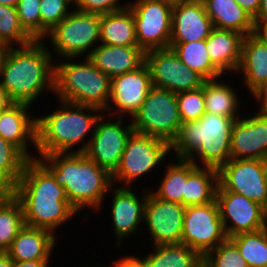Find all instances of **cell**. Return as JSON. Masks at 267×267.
Listing matches in <instances>:
<instances>
[{"instance_id": "6da1fadb", "label": "cell", "mask_w": 267, "mask_h": 267, "mask_svg": "<svg viewBox=\"0 0 267 267\" xmlns=\"http://www.w3.org/2000/svg\"><path fill=\"white\" fill-rule=\"evenodd\" d=\"M15 197L23 209L25 225L54 234L78 213L68 202L64 188L37 159L26 162L16 183Z\"/></svg>"}, {"instance_id": "7a4b0ae2", "label": "cell", "mask_w": 267, "mask_h": 267, "mask_svg": "<svg viewBox=\"0 0 267 267\" xmlns=\"http://www.w3.org/2000/svg\"><path fill=\"white\" fill-rule=\"evenodd\" d=\"M44 42L9 47L6 53L0 83L14 103L33 105L46 91L54 94L55 59Z\"/></svg>"}, {"instance_id": "3957f363", "label": "cell", "mask_w": 267, "mask_h": 267, "mask_svg": "<svg viewBox=\"0 0 267 267\" xmlns=\"http://www.w3.org/2000/svg\"><path fill=\"white\" fill-rule=\"evenodd\" d=\"M36 159L64 188L68 202L78 213L86 207L95 212L102 210L113 186L112 175L107 170L80 152L51 153Z\"/></svg>"}, {"instance_id": "277c9868", "label": "cell", "mask_w": 267, "mask_h": 267, "mask_svg": "<svg viewBox=\"0 0 267 267\" xmlns=\"http://www.w3.org/2000/svg\"><path fill=\"white\" fill-rule=\"evenodd\" d=\"M59 102V109L36 117L38 156L51 153H83L88 146L84 139L92 137L96 122L104 113L93 106ZM75 146L79 148L73 149Z\"/></svg>"}, {"instance_id": "5b68a950", "label": "cell", "mask_w": 267, "mask_h": 267, "mask_svg": "<svg viewBox=\"0 0 267 267\" xmlns=\"http://www.w3.org/2000/svg\"><path fill=\"white\" fill-rule=\"evenodd\" d=\"M235 120L205 112L199 120L182 123L170 151H174L175 159H187L196 166L218 170L231 159V132Z\"/></svg>"}, {"instance_id": "8992f818", "label": "cell", "mask_w": 267, "mask_h": 267, "mask_svg": "<svg viewBox=\"0 0 267 267\" xmlns=\"http://www.w3.org/2000/svg\"><path fill=\"white\" fill-rule=\"evenodd\" d=\"M55 60L54 96L57 100L93 106L104 112L109 104L111 78L97 69L88 57L81 62L77 58H63L58 63Z\"/></svg>"}, {"instance_id": "52a82bcc", "label": "cell", "mask_w": 267, "mask_h": 267, "mask_svg": "<svg viewBox=\"0 0 267 267\" xmlns=\"http://www.w3.org/2000/svg\"><path fill=\"white\" fill-rule=\"evenodd\" d=\"M101 15L72 10L44 38L49 39V52L62 58L88 57L100 44ZM97 44V45H96ZM94 46V47H93Z\"/></svg>"}, {"instance_id": "ba28073f", "label": "cell", "mask_w": 267, "mask_h": 267, "mask_svg": "<svg viewBox=\"0 0 267 267\" xmlns=\"http://www.w3.org/2000/svg\"><path fill=\"white\" fill-rule=\"evenodd\" d=\"M131 121L134 132L171 145L182 125L176 93L152 87Z\"/></svg>"}, {"instance_id": "9c48e42d", "label": "cell", "mask_w": 267, "mask_h": 267, "mask_svg": "<svg viewBox=\"0 0 267 267\" xmlns=\"http://www.w3.org/2000/svg\"><path fill=\"white\" fill-rule=\"evenodd\" d=\"M170 154V145L167 142L133 132L126 142L120 164L112 174L113 185L131 187L134 181L165 163Z\"/></svg>"}, {"instance_id": "30bf717a", "label": "cell", "mask_w": 267, "mask_h": 267, "mask_svg": "<svg viewBox=\"0 0 267 267\" xmlns=\"http://www.w3.org/2000/svg\"><path fill=\"white\" fill-rule=\"evenodd\" d=\"M127 2L135 21L138 47L144 52L169 48L173 6L160 0Z\"/></svg>"}, {"instance_id": "8fae6325", "label": "cell", "mask_w": 267, "mask_h": 267, "mask_svg": "<svg viewBox=\"0 0 267 267\" xmlns=\"http://www.w3.org/2000/svg\"><path fill=\"white\" fill-rule=\"evenodd\" d=\"M124 120L125 118L121 117L113 119V116L103 113L97 120L94 133L87 140L88 146L83 152L87 158L111 175L118 168L126 142L134 132L131 121L124 125Z\"/></svg>"}, {"instance_id": "7c38bea8", "label": "cell", "mask_w": 267, "mask_h": 267, "mask_svg": "<svg viewBox=\"0 0 267 267\" xmlns=\"http://www.w3.org/2000/svg\"><path fill=\"white\" fill-rule=\"evenodd\" d=\"M227 239L216 199L210 203L186 206L181 243L202 257Z\"/></svg>"}, {"instance_id": "4fadbf2b", "label": "cell", "mask_w": 267, "mask_h": 267, "mask_svg": "<svg viewBox=\"0 0 267 267\" xmlns=\"http://www.w3.org/2000/svg\"><path fill=\"white\" fill-rule=\"evenodd\" d=\"M217 191H230L267 205L265 160L230 159L218 169Z\"/></svg>"}, {"instance_id": "5bb4252c", "label": "cell", "mask_w": 267, "mask_h": 267, "mask_svg": "<svg viewBox=\"0 0 267 267\" xmlns=\"http://www.w3.org/2000/svg\"><path fill=\"white\" fill-rule=\"evenodd\" d=\"M152 86L172 93L195 90L202 87L204 79L186 66L171 48L145 52Z\"/></svg>"}, {"instance_id": "9a60e30c", "label": "cell", "mask_w": 267, "mask_h": 267, "mask_svg": "<svg viewBox=\"0 0 267 267\" xmlns=\"http://www.w3.org/2000/svg\"><path fill=\"white\" fill-rule=\"evenodd\" d=\"M152 87L150 71L145 62L133 71L112 77L109 104L104 113L113 117L132 118Z\"/></svg>"}, {"instance_id": "2e32d148", "label": "cell", "mask_w": 267, "mask_h": 267, "mask_svg": "<svg viewBox=\"0 0 267 267\" xmlns=\"http://www.w3.org/2000/svg\"><path fill=\"white\" fill-rule=\"evenodd\" d=\"M216 202L227 238L266 227L261 204L230 191H216Z\"/></svg>"}, {"instance_id": "e0dca14e", "label": "cell", "mask_w": 267, "mask_h": 267, "mask_svg": "<svg viewBox=\"0 0 267 267\" xmlns=\"http://www.w3.org/2000/svg\"><path fill=\"white\" fill-rule=\"evenodd\" d=\"M185 206L161 200L147 190L144 222L153 246L180 244Z\"/></svg>"}, {"instance_id": "ac0fdd59", "label": "cell", "mask_w": 267, "mask_h": 267, "mask_svg": "<svg viewBox=\"0 0 267 267\" xmlns=\"http://www.w3.org/2000/svg\"><path fill=\"white\" fill-rule=\"evenodd\" d=\"M132 187H114L113 185L110 188L113 197L110 205L112 207L109 211H111L113 234L117 239L115 247L119 248L121 244L123 245L122 241H125L131 235L134 236L144 222L147 190L140 188L142 191V193L140 191V196V194H136L138 189H135V186Z\"/></svg>"}, {"instance_id": "d6986e66", "label": "cell", "mask_w": 267, "mask_h": 267, "mask_svg": "<svg viewBox=\"0 0 267 267\" xmlns=\"http://www.w3.org/2000/svg\"><path fill=\"white\" fill-rule=\"evenodd\" d=\"M249 116V117H248ZM231 159H267V115L256 113L236 119L230 144Z\"/></svg>"}, {"instance_id": "ffe728a7", "label": "cell", "mask_w": 267, "mask_h": 267, "mask_svg": "<svg viewBox=\"0 0 267 267\" xmlns=\"http://www.w3.org/2000/svg\"><path fill=\"white\" fill-rule=\"evenodd\" d=\"M212 28L202 0H187L173 6L170 43L205 40Z\"/></svg>"}, {"instance_id": "44dd1931", "label": "cell", "mask_w": 267, "mask_h": 267, "mask_svg": "<svg viewBox=\"0 0 267 267\" xmlns=\"http://www.w3.org/2000/svg\"><path fill=\"white\" fill-rule=\"evenodd\" d=\"M30 107L26 103H13L0 112V137L15 145L28 159H36L37 155L29 151V145L36 149V116L31 115Z\"/></svg>"}, {"instance_id": "7402d4cb", "label": "cell", "mask_w": 267, "mask_h": 267, "mask_svg": "<svg viewBox=\"0 0 267 267\" xmlns=\"http://www.w3.org/2000/svg\"><path fill=\"white\" fill-rule=\"evenodd\" d=\"M88 59L97 69L112 78L139 68L145 62V52L138 46L98 44Z\"/></svg>"}, {"instance_id": "603a6c76", "label": "cell", "mask_w": 267, "mask_h": 267, "mask_svg": "<svg viewBox=\"0 0 267 267\" xmlns=\"http://www.w3.org/2000/svg\"><path fill=\"white\" fill-rule=\"evenodd\" d=\"M237 74L252 94L267 85V45L254 33L244 36Z\"/></svg>"}, {"instance_id": "cb8c5ba5", "label": "cell", "mask_w": 267, "mask_h": 267, "mask_svg": "<svg viewBox=\"0 0 267 267\" xmlns=\"http://www.w3.org/2000/svg\"><path fill=\"white\" fill-rule=\"evenodd\" d=\"M57 236L47 229L25 225L6 253L14 262L51 259Z\"/></svg>"}, {"instance_id": "d4e9b609", "label": "cell", "mask_w": 267, "mask_h": 267, "mask_svg": "<svg viewBox=\"0 0 267 267\" xmlns=\"http://www.w3.org/2000/svg\"><path fill=\"white\" fill-rule=\"evenodd\" d=\"M243 34L213 27L205 39L211 62L224 74L236 73L241 60Z\"/></svg>"}, {"instance_id": "484cf974", "label": "cell", "mask_w": 267, "mask_h": 267, "mask_svg": "<svg viewBox=\"0 0 267 267\" xmlns=\"http://www.w3.org/2000/svg\"><path fill=\"white\" fill-rule=\"evenodd\" d=\"M218 170L212 167L196 166L187 160V180L182 194L183 206H197L216 199Z\"/></svg>"}, {"instance_id": "4316f807", "label": "cell", "mask_w": 267, "mask_h": 267, "mask_svg": "<svg viewBox=\"0 0 267 267\" xmlns=\"http://www.w3.org/2000/svg\"><path fill=\"white\" fill-rule=\"evenodd\" d=\"M215 28L254 33L253 18L235 0H202Z\"/></svg>"}, {"instance_id": "83f0119b", "label": "cell", "mask_w": 267, "mask_h": 267, "mask_svg": "<svg viewBox=\"0 0 267 267\" xmlns=\"http://www.w3.org/2000/svg\"><path fill=\"white\" fill-rule=\"evenodd\" d=\"M223 77L206 80L203 83V96L206 113L227 116L233 119L241 117V106L238 92L231 86L221 80ZM220 80V81H219Z\"/></svg>"}, {"instance_id": "f1b7e54d", "label": "cell", "mask_w": 267, "mask_h": 267, "mask_svg": "<svg viewBox=\"0 0 267 267\" xmlns=\"http://www.w3.org/2000/svg\"><path fill=\"white\" fill-rule=\"evenodd\" d=\"M100 44L138 46L135 21L129 7L101 15Z\"/></svg>"}, {"instance_id": "f546056e", "label": "cell", "mask_w": 267, "mask_h": 267, "mask_svg": "<svg viewBox=\"0 0 267 267\" xmlns=\"http://www.w3.org/2000/svg\"><path fill=\"white\" fill-rule=\"evenodd\" d=\"M145 257H137L142 267H203V257L186 245L170 244L153 246Z\"/></svg>"}, {"instance_id": "4dcf8cb0", "label": "cell", "mask_w": 267, "mask_h": 267, "mask_svg": "<svg viewBox=\"0 0 267 267\" xmlns=\"http://www.w3.org/2000/svg\"><path fill=\"white\" fill-rule=\"evenodd\" d=\"M177 57L205 81L225 76L210 60L205 40L188 43H170Z\"/></svg>"}, {"instance_id": "1f68e13d", "label": "cell", "mask_w": 267, "mask_h": 267, "mask_svg": "<svg viewBox=\"0 0 267 267\" xmlns=\"http://www.w3.org/2000/svg\"><path fill=\"white\" fill-rule=\"evenodd\" d=\"M177 163H170L164 166L163 179L158 186V190L152 189L150 192L157 198L173 203L182 204V194L184 193L187 180V159H175Z\"/></svg>"}, {"instance_id": "d6a6232c", "label": "cell", "mask_w": 267, "mask_h": 267, "mask_svg": "<svg viewBox=\"0 0 267 267\" xmlns=\"http://www.w3.org/2000/svg\"><path fill=\"white\" fill-rule=\"evenodd\" d=\"M25 226L23 209L12 196L0 200V252H6L19 231Z\"/></svg>"}, {"instance_id": "836d02e7", "label": "cell", "mask_w": 267, "mask_h": 267, "mask_svg": "<svg viewBox=\"0 0 267 267\" xmlns=\"http://www.w3.org/2000/svg\"><path fill=\"white\" fill-rule=\"evenodd\" d=\"M238 248L248 267H267V227L229 238Z\"/></svg>"}, {"instance_id": "e575fe53", "label": "cell", "mask_w": 267, "mask_h": 267, "mask_svg": "<svg viewBox=\"0 0 267 267\" xmlns=\"http://www.w3.org/2000/svg\"><path fill=\"white\" fill-rule=\"evenodd\" d=\"M33 41L21 26L16 7L0 4V43L15 47L25 46Z\"/></svg>"}, {"instance_id": "d590c367", "label": "cell", "mask_w": 267, "mask_h": 267, "mask_svg": "<svg viewBox=\"0 0 267 267\" xmlns=\"http://www.w3.org/2000/svg\"><path fill=\"white\" fill-rule=\"evenodd\" d=\"M203 267H248L237 246L227 238L203 257Z\"/></svg>"}, {"instance_id": "8d00e7d4", "label": "cell", "mask_w": 267, "mask_h": 267, "mask_svg": "<svg viewBox=\"0 0 267 267\" xmlns=\"http://www.w3.org/2000/svg\"><path fill=\"white\" fill-rule=\"evenodd\" d=\"M74 8L68 0H40L41 40Z\"/></svg>"}, {"instance_id": "74e56055", "label": "cell", "mask_w": 267, "mask_h": 267, "mask_svg": "<svg viewBox=\"0 0 267 267\" xmlns=\"http://www.w3.org/2000/svg\"><path fill=\"white\" fill-rule=\"evenodd\" d=\"M177 105L182 123L199 120L205 111L202 87L176 94Z\"/></svg>"}, {"instance_id": "f35d334b", "label": "cell", "mask_w": 267, "mask_h": 267, "mask_svg": "<svg viewBox=\"0 0 267 267\" xmlns=\"http://www.w3.org/2000/svg\"><path fill=\"white\" fill-rule=\"evenodd\" d=\"M29 159L12 143L0 137V168L15 182Z\"/></svg>"}, {"instance_id": "ab89813d", "label": "cell", "mask_w": 267, "mask_h": 267, "mask_svg": "<svg viewBox=\"0 0 267 267\" xmlns=\"http://www.w3.org/2000/svg\"><path fill=\"white\" fill-rule=\"evenodd\" d=\"M16 9L24 30L34 40H41L40 0H18Z\"/></svg>"}, {"instance_id": "60d3db41", "label": "cell", "mask_w": 267, "mask_h": 267, "mask_svg": "<svg viewBox=\"0 0 267 267\" xmlns=\"http://www.w3.org/2000/svg\"><path fill=\"white\" fill-rule=\"evenodd\" d=\"M121 0H78L74 8L85 13L107 14L123 10L128 3H119Z\"/></svg>"}, {"instance_id": "b9f144b4", "label": "cell", "mask_w": 267, "mask_h": 267, "mask_svg": "<svg viewBox=\"0 0 267 267\" xmlns=\"http://www.w3.org/2000/svg\"><path fill=\"white\" fill-rule=\"evenodd\" d=\"M16 183L0 168V200L15 196Z\"/></svg>"}, {"instance_id": "7bdbcfd3", "label": "cell", "mask_w": 267, "mask_h": 267, "mask_svg": "<svg viewBox=\"0 0 267 267\" xmlns=\"http://www.w3.org/2000/svg\"><path fill=\"white\" fill-rule=\"evenodd\" d=\"M113 266H107V267H142V264L140 260L132 255L124 256L117 261H112Z\"/></svg>"}, {"instance_id": "ee69618b", "label": "cell", "mask_w": 267, "mask_h": 267, "mask_svg": "<svg viewBox=\"0 0 267 267\" xmlns=\"http://www.w3.org/2000/svg\"><path fill=\"white\" fill-rule=\"evenodd\" d=\"M252 18H254L260 8L261 0H235Z\"/></svg>"}, {"instance_id": "f6af8a7d", "label": "cell", "mask_w": 267, "mask_h": 267, "mask_svg": "<svg viewBox=\"0 0 267 267\" xmlns=\"http://www.w3.org/2000/svg\"><path fill=\"white\" fill-rule=\"evenodd\" d=\"M253 97L252 99L257 100L258 107L260 105L258 112L267 115V85L256 92Z\"/></svg>"}, {"instance_id": "bcb514c9", "label": "cell", "mask_w": 267, "mask_h": 267, "mask_svg": "<svg viewBox=\"0 0 267 267\" xmlns=\"http://www.w3.org/2000/svg\"><path fill=\"white\" fill-rule=\"evenodd\" d=\"M50 259L34 260V261H22L14 262V267H49Z\"/></svg>"}, {"instance_id": "7dc6e473", "label": "cell", "mask_w": 267, "mask_h": 267, "mask_svg": "<svg viewBox=\"0 0 267 267\" xmlns=\"http://www.w3.org/2000/svg\"><path fill=\"white\" fill-rule=\"evenodd\" d=\"M254 34L267 45V21L253 22Z\"/></svg>"}, {"instance_id": "c3c4849f", "label": "cell", "mask_w": 267, "mask_h": 267, "mask_svg": "<svg viewBox=\"0 0 267 267\" xmlns=\"http://www.w3.org/2000/svg\"><path fill=\"white\" fill-rule=\"evenodd\" d=\"M13 103L0 83V112L5 111Z\"/></svg>"}, {"instance_id": "681fc988", "label": "cell", "mask_w": 267, "mask_h": 267, "mask_svg": "<svg viewBox=\"0 0 267 267\" xmlns=\"http://www.w3.org/2000/svg\"><path fill=\"white\" fill-rule=\"evenodd\" d=\"M267 21V0H261L260 8L257 15L253 18V22Z\"/></svg>"}, {"instance_id": "f907efd6", "label": "cell", "mask_w": 267, "mask_h": 267, "mask_svg": "<svg viewBox=\"0 0 267 267\" xmlns=\"http://www.w3.org/2000/svg\"><path fill=\"white\" fill-rule=\"evenodd\" d=\"M0 267H14V261L6 252H0Z\"/></svg>"}, {"instance_id": "816d5d0a", "label": "cell", "mask_w": 267, "mask_h": 267, "mask_svg": "<svg viewBox=\"0 0 267 267\" xmlns=\"http://www.w3.org/2000/svg\"><path fill=\"white\" fill-rule=\"evenodd\" d=\"M8 49H9V46L3 43H0V71H1L2 64H3L4 58L6 56Z\"/></svg>"}, {"instance_id": "f5cc1de1", "label": "cell", "mask_w": 267, "mask_h": 267, "mask_svg": "<svg viewBox=\"0 0 267 267\" xmlns=\"http://www.w3.org/2000/svg\"><path fill=\"white\" fill-rule=\"evenodd\" d=\"M18 0H0V4L16 7Z\"/></svg>"}, {"instance_id": "db71d44e", "label": "cell", "mask_w": 267, "mask_h": 267, "mask_svg": "<svg viewBox=\"0 0 267 267\" xmlns=\"http://www.w3.org/2000/svg\"><path fill=\"white\" fill-rule=\"evenodd\" d=\"M160 1L168 3L171 6H174V5H177V4L181 3V2H185L187 0H160Z\"/></svg>"}, {"instance_id": "11a10c76", "label": "cell", "mask_w": 267, "mask_h": 267, "mask_svg": "<svg viewBox=\"0 0 267 267\" xmlns=\"http://www.w3.org/2000/svg\"><path fill=\"white\" fill-rule=\"evenodd\" d=\"M265 180L267 184V159L265 160Z\"/></svg>"}, {"instance_id": "9f6ffc18", "label": "cell", "mask_w": 267, "mask_h": 267, "mask_svg": "<svg viewBox=\"0 0 267 267\" xmlns=\"http://www.w3.org/2000/svg\"><path fill=\"white\" fill-rule=\"evenodd\" d=\"M265 209V221H266V227H267V205L264 207Z\"/></svg>"}, {"instance_id": "6f0895ef", "label": "cell", "mask_w": 267, "mask_h": 267, "mask_svg": "<svg viewBox=\"0 0 267 267\" xmlns=\"http://www.w3.org/2000/svg\"><path fill=\"white\" fill-rule=\"evenodd\" d=\"M69 2H71L74 6L76 5V3L78 2V0H68Z\"/></svg>"}, {"instance_id": "680465c9", "label": "cell", "mask_w": 267, "mask_h": 267, "mask_svg": "<svg viewBox=\"0 0 267 267\" xmlns=\"http://www.w3.org/2000/svg\"><path fill=\"white\" fill-rule=\"evenodd\" d=\"M89 267H100V265L96 266V265H93V266H89ZM102 267V266H101Z\"/></svg>"}]
</instances>
